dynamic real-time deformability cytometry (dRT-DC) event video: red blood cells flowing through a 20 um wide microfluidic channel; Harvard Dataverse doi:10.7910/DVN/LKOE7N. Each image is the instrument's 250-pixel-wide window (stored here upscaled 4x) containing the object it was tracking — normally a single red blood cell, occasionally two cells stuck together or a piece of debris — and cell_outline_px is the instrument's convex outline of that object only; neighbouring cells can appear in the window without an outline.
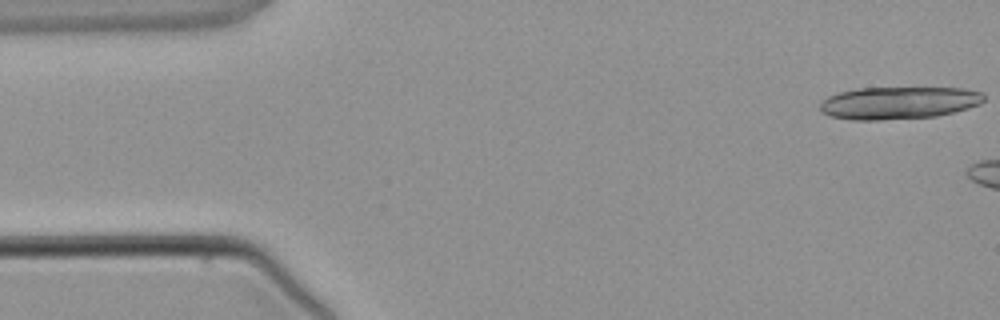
{"species": "common noctule bat (a hibernating species)", "species_latin": "Nyctalus noctula", "temperature_condition": "warm", "stored_images_in_passage": 2, "camera_frame_rate_fps": 3000, "um_per_image_px": 0.085, "animal": {"sex": "male", "body_mass_g": 21.5, "forearm_length_mm": 52.0}, "frame": {"image": 1, "passage_image": 2, "time_ms": 1.333, "image_size_px": [1000, 320], "cell_outline_px": [[984, 100], [980, 104], [968, 108], [936, 116], [880, 120], [852, 120], [832, 116], [820, 112], [820, 104], [828, 96], [840, 92], [856, 88], [964, 88], [980, 92], [984, 96]], "centroid_in_image_um": [76.37, 8.74], "position_along_channel_um": 8.6, "area_um2": 30.87}}